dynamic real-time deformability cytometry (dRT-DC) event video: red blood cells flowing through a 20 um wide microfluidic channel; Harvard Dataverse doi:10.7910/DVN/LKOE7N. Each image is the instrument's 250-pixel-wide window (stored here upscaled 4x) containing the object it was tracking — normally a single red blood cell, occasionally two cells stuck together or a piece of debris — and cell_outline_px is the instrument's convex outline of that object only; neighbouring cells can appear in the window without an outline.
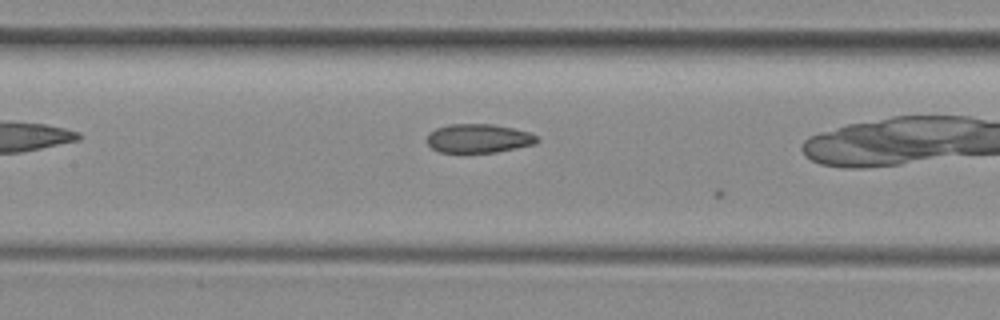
{"species": "common noctule bat (a hibernating species)", "species_latin": "Nyctalus noctula", "temperature_condition": "room temperature", "stored_images_in_passage": 8, "camera_frame_rate_fps": 3000, "um_per_image_px": 0.085, "animal": {"sex": "female", "body_mass_g": 29.2, "forearm_length_mm": 56.3}, "frame": {"image": 1, "passage_image": 7, "time_ms": 2.0, "image_size_px": [1000, 320], "cell_outline_px": [[540, 140], [536, 144], [496, 152], [440, 152], [432, 148], [428, 144], [428, 132], [436, 128], [448, 124], [492, 124], [512, 128], [528, 132], [536, 136]], "centroid_in_image_um": [40.67, 11.76], "position_along_channel_um": 166.7, "area_um2": 18.44}}